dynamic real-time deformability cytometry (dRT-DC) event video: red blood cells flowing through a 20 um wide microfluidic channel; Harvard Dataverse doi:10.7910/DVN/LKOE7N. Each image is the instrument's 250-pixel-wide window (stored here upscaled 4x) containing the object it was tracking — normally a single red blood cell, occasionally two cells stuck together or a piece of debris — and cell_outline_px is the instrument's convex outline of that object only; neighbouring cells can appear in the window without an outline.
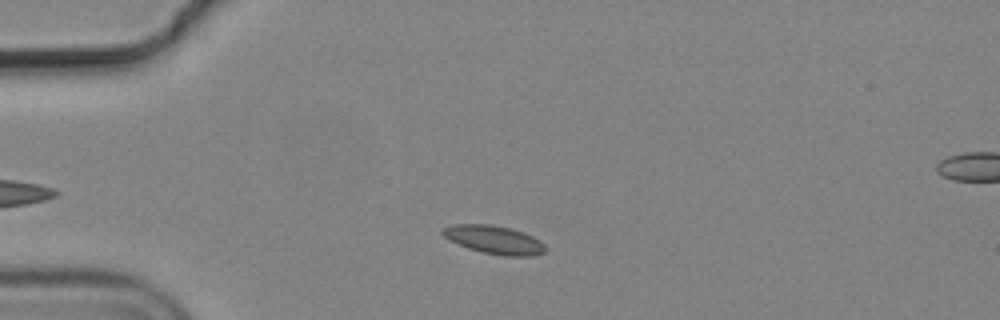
{"species": "common noctule bat (a hibernating species)", "species_latin": "Nyctalus noctula", "temperature_condition": "cold", "stored_images_in_passage": 3, "camera_frame_rate_fps": 3000, "um_per_image_px": 0.085, "animal": {"sex": "male", "body_mass_g": 19.2, "forearm_length_mm": 51.8}, "frame": {"image": 1, "passage_image": 1, "time_ms": 0.0, "image_size_px": [1000, 320], "cell_outline_px": [[548, 248], [544, 252], [532, 256], [504, 256], [484, 252], [468, 248], [448, 240], [440, 232], [440, 228], [452, 224], [492, 224], [524, 232], [540, 240]], "centroid_in_image_um": [41.98, 20.37], "position_along_channel_um": 43.0, "area_um2": 17.11}}
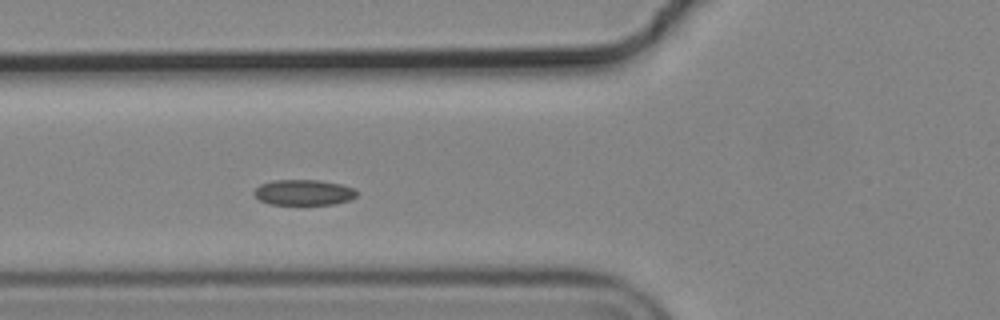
{"frame": {"image": 2, "passage_image": 3, "time_ms": 0.667, "image_size_px": [1000, 320], "cell_outline_px": [[356, 196], [348, 200], [336, 204], [268, 204], [260, 200], [252, 192], [260, 184], [272, 180], [320, 180], [340, 184], [356, 188]], "centroid_in_image_um": [25.8, 16.35], "position_along_channel_um": 100.0, "area_um2": 15.32}}